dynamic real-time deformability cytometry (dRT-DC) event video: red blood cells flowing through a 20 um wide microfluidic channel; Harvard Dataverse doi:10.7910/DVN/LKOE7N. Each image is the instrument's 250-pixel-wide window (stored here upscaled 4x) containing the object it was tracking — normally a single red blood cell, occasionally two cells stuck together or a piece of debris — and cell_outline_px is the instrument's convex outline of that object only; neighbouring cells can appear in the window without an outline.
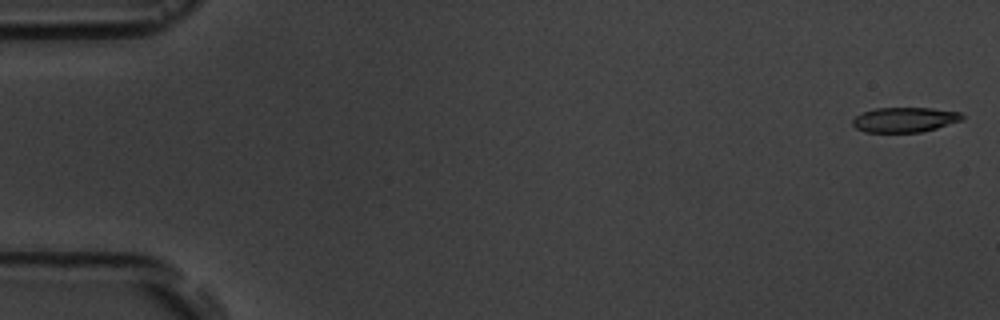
{"species": "common noctule bat (a hibernating species)", "species_latin": "Nyctalus noctula", "temperature_condition": "room temperature", "stored_images_in_passage": 6, "camera_frame_rate_fps": 3000, "um_per_image_px": 0.085, "animal": {"sex": "male", "body_mass_g": 19.5, "forearm_length_mm": 54.6}, "frame": {"image": 1, "passage_image": 1, "time_ms": 0.0, "image_size_px": [1000, 320], "cell_outline_px": [[964, 120], [936, 128], [920, 132], [864, 132], [856, 128], [852, 124], [852, 120], [856, 116], [864, 112], [876, 108], [932, 108], [960, 112], [964, 116]], "centroid_in_image_um": [76.92, 10.17], "position_along_channel_um": 8.1, "area_um2": 15.9}}
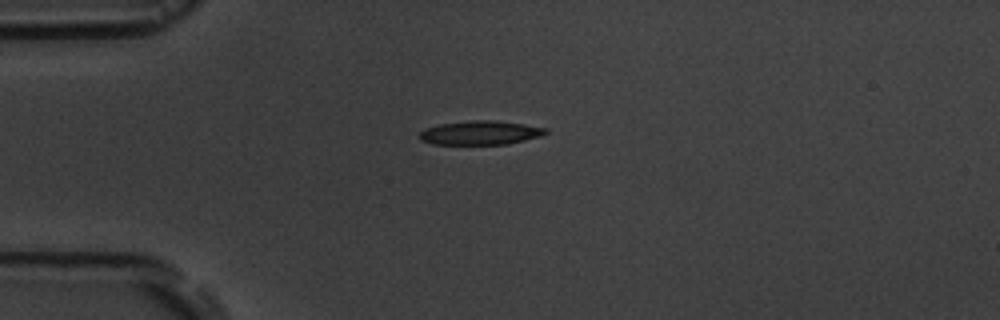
{"frame": {"image": 2, "passage_image": 4, "time_ms": 4.333, "image_size_px": [1000, 320], "cell_outline_px": [[548, 132], [540, 136], [508, 144], [432, 144], [420, 140], [420, 132], [424, 128], [440, 124], [468, 120], [496, 120], [524, 124], [548, 128]], "centroid_in_image_um": [40.82, 11.28], "position_along_channel_um": 44.2, "area_um2": 17.69}}
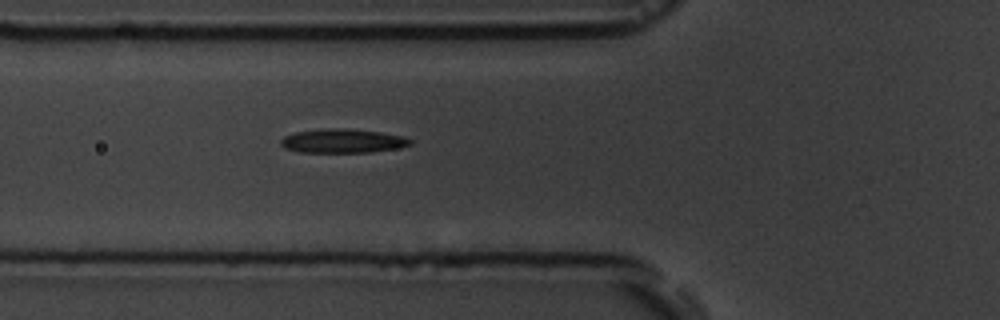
{"frame": {"image": 3, "passage_image": 6, "time_ms": 6.333, "image_size_px": [1000, 320], "cell_outline_px": [[412, 144], [396, 148], [372, 152], [300, 152], [284, 148], [280, 144], [280, 140], [284, 136], [296, 132], [324, 128], [348, 128], [380, 132], [404, 136], [412, 140]], "centroid_in_image_um": [29.12, 11.97], "position_along_channel_um": 96.7, "area_um2": 18.15}}